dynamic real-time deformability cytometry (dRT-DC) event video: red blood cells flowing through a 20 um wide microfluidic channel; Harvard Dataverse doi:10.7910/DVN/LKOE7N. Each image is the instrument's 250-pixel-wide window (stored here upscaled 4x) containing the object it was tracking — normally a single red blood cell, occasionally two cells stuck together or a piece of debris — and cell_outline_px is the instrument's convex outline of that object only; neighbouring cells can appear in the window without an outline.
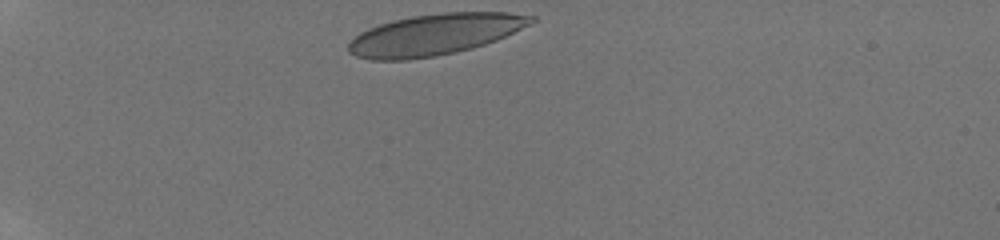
{"species": "human", "species_latin": "Homo sapiens", "temperature_condition": "room temperature", "stored_images_in_passage": 26, "camera_frame_rate_fps": 3000, "um_per_image_px": 0.085, "donor": {"sex": "male"}, "frame": {"image": 1, "passage_image": 1, "time_ms": 0.0, "image_size_px": [1000, 240], "cell_outline_px": [[536, 20], [532, 24], [496, 40], [472, 48], [436, 56], [408, 60], [372, 60], [356, 56], [348, 52], [348, 44], [360, 32], [368, 28], [392, 20], [412, 16], [444, 12], [508, 12], [536, 16]], "centroid_in_image_um": [36.97, 2.93], "position_along_channel_um": 48.0, "area_um2": 43.87}}
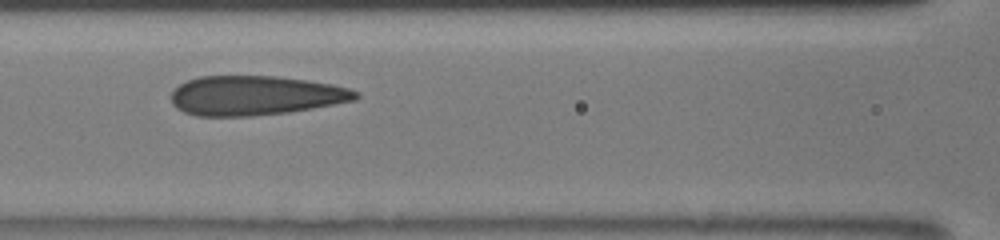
{"frame": {"image": 2, "passage_image": 10, "time_ms": 3.667, "image_size_px": [1000, 240], "cell_outline_px": [[360, 96], [356, 100], [312, 108], [288, 112], [252, 116], [196, 116], [184, 112], [176, 108], [172, 104], [172, 92], [180, 84], [188, 80], [200, 76], [276, 76], [308, 80], [332, 84], [348, 88], [360, 92]], "centroid_in_image_um": [21.71, 8.12], "position_along_channel_um": 144.9, "area_um2": 42.54}}
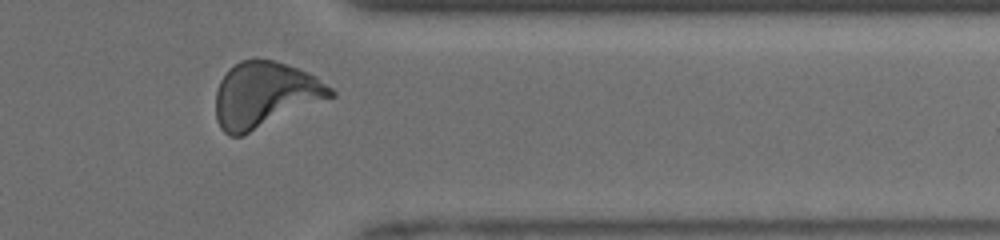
{"frame": {"image": 3, "passage_image": 23, "time_ms": 9.667, "image_size_px": [1000, 240], "cell_outline_px": [[336, 96], [240, 136], [228, 136], [220, 128], [216, 120], [216, 92], [220, 80], [228, 68], [240, 60], [256, 56], [272, 60], [308, 72], [316, 76], [332, 88], [336, 92]], "centroid_in_image_um": [22.5, 8.03], "position_along_channel_um": 388.9, "area_um2": 44.22}, "authors_computed_cell_mechanics": {"area_um2": 42.6275, "velocity_mm_per_s": 4.1053, "shape_relaxation_time_tau1_ms": 4.3611, "shape_relaxation_time_tau2_ms": 0.7026, "deformation_change_tau1": 0.1626, "deformation_change_tau2": 0.0706}}